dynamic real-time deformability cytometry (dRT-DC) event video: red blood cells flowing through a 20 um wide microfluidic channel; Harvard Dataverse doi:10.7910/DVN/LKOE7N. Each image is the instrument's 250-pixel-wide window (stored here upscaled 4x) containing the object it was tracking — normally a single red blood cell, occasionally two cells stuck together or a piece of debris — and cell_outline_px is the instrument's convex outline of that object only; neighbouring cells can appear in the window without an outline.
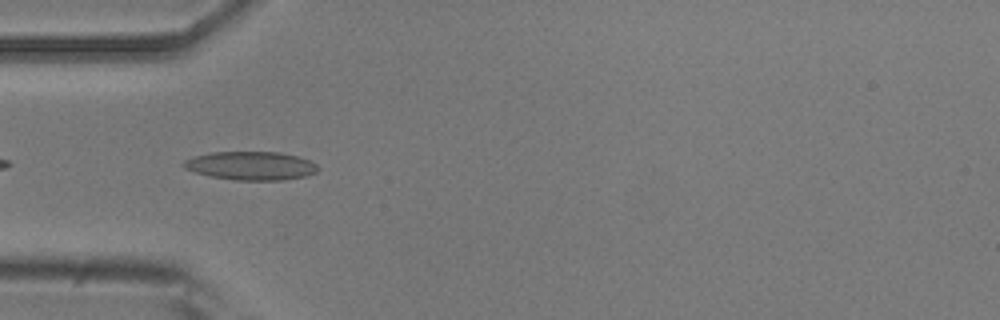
{"species": "common noctule bat (a hibernating species)", "species_latin": "Nyctalus noctula", "temperature_condition": "room temperature", "stored_images_in_passage": 32, "camera_frame_rate_fps": 3000, "um_per_image_px": 0.085, "animal": {"sex": "male", "body_mass_g": 20.5, "forearm_length_mm": 52.5}, "frame": {"image": 1, "passage_image": 2, "time_ms": 0.333, "image_size_px": [1000, 320], "cell_outline_px": [[320, 168], [316, 172], [304, 176], [284, 180], [236, 180], [212, 176], [196, 172], [184, 168], [180, 164], [184, 160], [196, 156], [212, 152], [280, 152], [296, 156], [308, 160], [316, 164]], "centroid_in_image_um": [21.33, 14.08], "position_along_channel_um": 63.7, "area_um2": 22.14}}
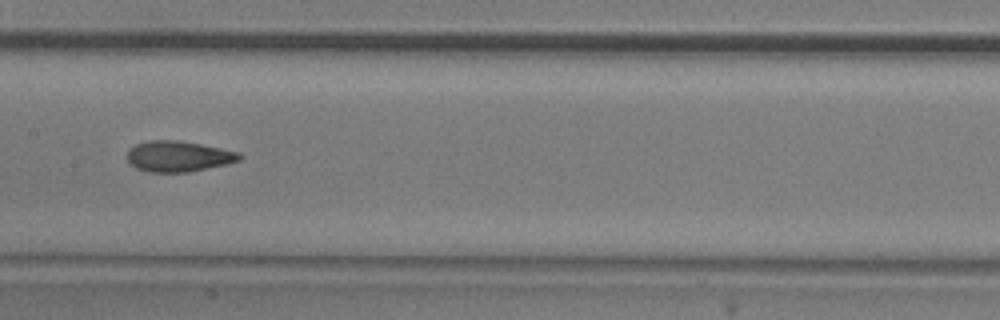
{"frame": {"image": 2, "passage_image": 12, "time_ms": 3.667, "image_size_px": [1000, 320], "cell_outline_px": [[244, 156], [240, 160], [228, 164], [188, 172], [148, 172], [136, 168], [128, 160], [128, 148], [136, 144], [148, 140], [180, 140], [240, 152]], "centroid_in_image_um": [15.18, 13.28], "position_along_channel_um": 192.2, "area_um2": 20.23}}
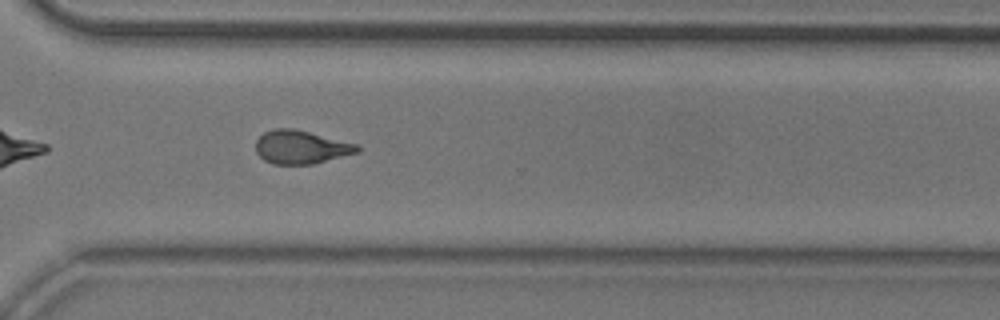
{"frame": {"image": 3, "passage_image": 24, "time_ms": 7.667, "image_size_px": [1000, 320], "cell_outline_px": [[360, 152], [312, 164], [272, 164], [264, 160], [256, 152], [256, 140], [264, 132], [276, 128], [292, 128], [356, 144], [360, 148]], "centroid_in_image_um": [25.56, 12.51], "position_along_channel_um": 345.0, "area_um2": 19.54}, "authors_computed_cell_mechanics": {"area_um2": 19.7387, "velocity_mm_per_s": 3.8408, "shape_relaxation_time_tau1_ms": 6.7443, "shape_relaxation_time_tau2_ms": 2.6029, "deformation_change_tau1": 0.1707, "deformation_change_tau2": 0.0997}}